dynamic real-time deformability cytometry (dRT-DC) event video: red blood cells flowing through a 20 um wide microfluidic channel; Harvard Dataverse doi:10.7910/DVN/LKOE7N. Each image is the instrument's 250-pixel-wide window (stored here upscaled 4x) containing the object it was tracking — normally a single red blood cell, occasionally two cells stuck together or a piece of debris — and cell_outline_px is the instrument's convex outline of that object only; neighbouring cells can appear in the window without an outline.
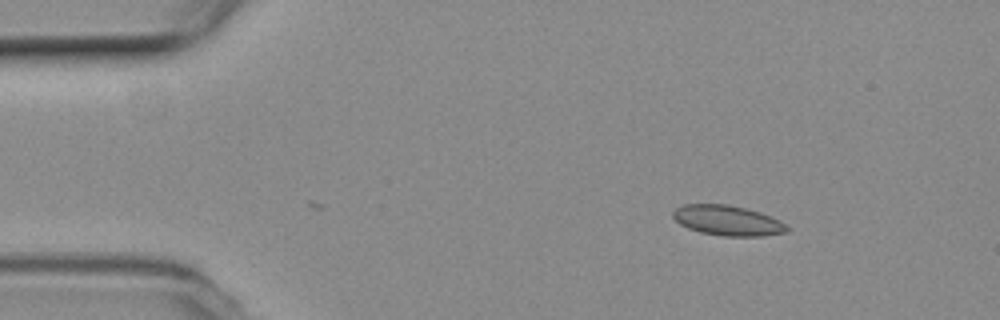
{"species": "common noctule bat (a hibernating species)", "species_latin": "Nyctalus noctula", "temperature_condition": "room temperature", "stored_images_in_passage": 4, "camera_frame_rate_fps": 3000, "um_per_image_px": 0.085, "animal": {"sex": "female", "body_mass_g": 19.3, "forearm_length_mm": 54.1}, "frame": {"image": 1, "passage_image": 4, "time_ms": 1.0, "image_size_px": [1000, 320], "cell_outline_px": [[788, 232], [764, 236], [724, 236], [700, 232], [688, 228], [680, 224], [672, 216], [672, 212], [676, 208], [684, 204], [728, 204], [760, 212], [780, 220], [788, 228]], "centroid_in_image_um": [61.84, 18.74], "position_along_channel_um": 23.2, "area_um2": 20.0}}